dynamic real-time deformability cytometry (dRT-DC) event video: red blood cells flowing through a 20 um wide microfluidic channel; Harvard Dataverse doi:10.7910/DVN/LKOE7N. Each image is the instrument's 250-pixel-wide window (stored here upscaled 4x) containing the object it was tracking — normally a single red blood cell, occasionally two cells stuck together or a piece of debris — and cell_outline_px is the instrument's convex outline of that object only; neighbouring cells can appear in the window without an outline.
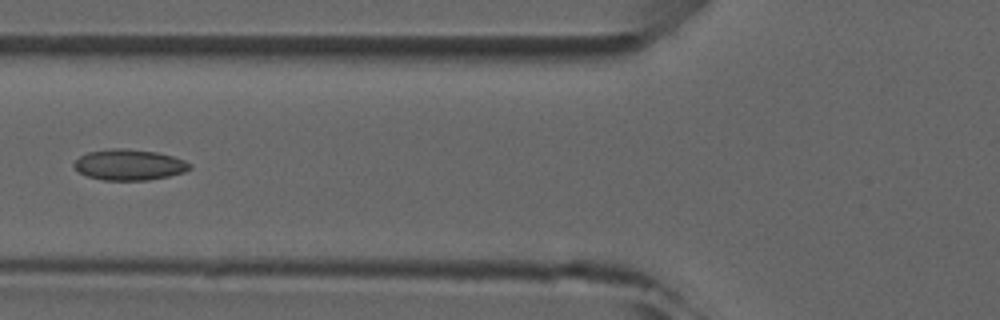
{"species": "common noctule bat (a hibernating species)", "species_latin": "Nyctalus noctula", "temperature_condition": "room temperature", "stored_images_in_passage": 5, "camera_frame_rate_fps": 3000, "um_per_image_px": 0.085, "animal": {"sex": "male", "forearm_length_mm": 52.5}, "frame": {"image": 1, "passage_image": 4, "time_ms": 3.667, "image_size_px": [1000, 320], "cell_outline_px": [[192, 168], [184, 172], [168, 176], [148, 180], [104, 180], [88, 176], [80, 172], [72, 164], [80, 156], [88, 152], [108, 148], [124, 148], [156, 152], [172, 156], [184, 160], [192, 164]], "centroid_in_image_um": [10.99, 14.0], "position_along_channel_um": 114.8, "area_um2": 20.75}}
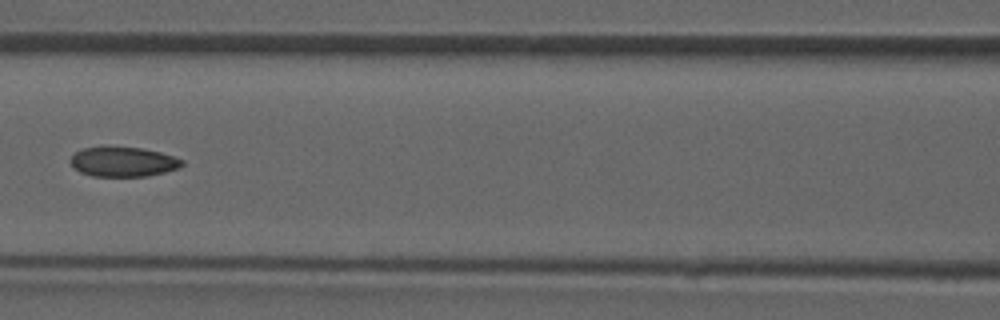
{"frame": {"image": 2, "passage_image": 5, "time_ms": 4.667, "image_size_px": [1000, 320], "cell_outline_px": [[184, 164], [180, 168], [148, 176], [92, 176], [80, 172], [68, 160], [76, 152], [84, 148], [140, 148], [160, 152], [184, 160]], "centroid_in_image_um": [10.5, 13.77], "position_along_channel_um": 156.1, "area_um2": 18.96}}